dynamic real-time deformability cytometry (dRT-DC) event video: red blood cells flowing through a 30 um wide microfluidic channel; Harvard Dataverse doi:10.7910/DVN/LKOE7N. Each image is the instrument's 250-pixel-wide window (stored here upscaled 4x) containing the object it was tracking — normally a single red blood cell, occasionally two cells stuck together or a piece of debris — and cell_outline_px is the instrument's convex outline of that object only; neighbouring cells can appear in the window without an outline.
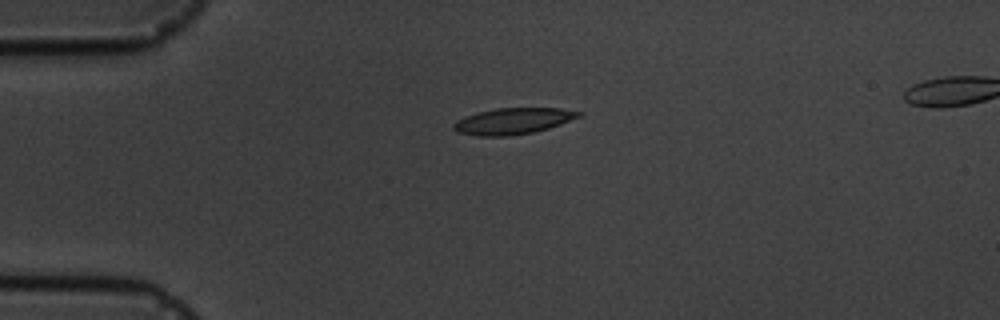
{"species": "common noctule bat (a hibernating species)", "species_latin": "Nyctalus noctula", "temperature_condition": "cold", "stored_images_in_passage": 3, "camera_frame_rate_fps": 3000, "um_per_image_px": 0.085, "animal": {"sex": "male", "body_mass_g": 19.5, "forearm_length_mm": 54.6}, "frame": {"image": 1, "passage_image": 1, "time_ms": 0.0, "image_size_px": [1000, 320], "cell_outline_px": [[584, 112], [580, 116], [560, 124], [548, 128], [532, 132], [508, 136], [476, 136], [456, 132], [452, 128], [452, 124], [456, 120], [476, 112], [496, 108], [560, 108]], "centroid_in_image_um": [43.56, 10.29], "position_along_channel_um": 41.4, "area_um2": 19.19}}
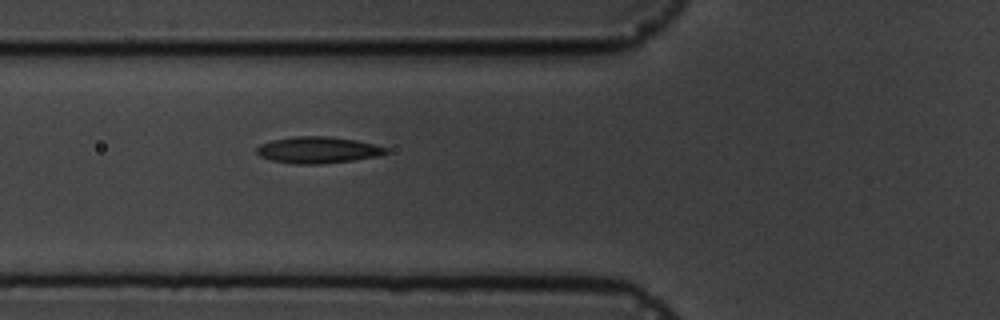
{"frame": {"image": 2, "passage_image": 3, "time_ms": 2.333, "image_size_px": [1000, 320], "cell_outline_px": [[388, 152], [376, 156], [352, 160], [320, 164], [296, 164], [272, 160], [260, 156], [256, 152], [256, 148], [260, 144], [272, 140], [292, 136], [328, 136], [356, 140], [388, 148]], "centroid_in_image_um": [26.98, 12.74], "position_along_channel_um": 98.8, "area_um2": 19.83}}